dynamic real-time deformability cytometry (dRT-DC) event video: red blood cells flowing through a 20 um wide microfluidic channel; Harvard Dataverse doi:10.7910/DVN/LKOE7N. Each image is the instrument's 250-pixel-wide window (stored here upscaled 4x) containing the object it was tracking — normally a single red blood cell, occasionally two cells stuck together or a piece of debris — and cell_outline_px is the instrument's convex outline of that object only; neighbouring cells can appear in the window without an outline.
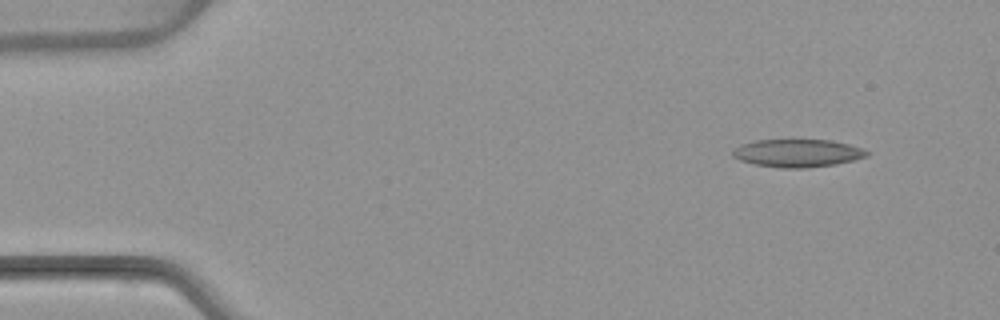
{"species": "common noctule bat (a hibernating species)", "species_latin": "Nyctalus noctula", "temperature_condition": "warm", "stored_images_in_passage": 4, "camera_frame_rate_fps": 3000, "um_per_image_px": 0.085, "animal": {"sex": "female", "body_mass_g": 22.7, "forearm_length_mm": 54.2}, "frame": {"image": 1, "passage_image": 1, "time_ms": 0.0, "image_size_px": [1000, 320], "cell_outline_px": [[872, 152], [868, 156], [856, 160], [836, 164], [804, 168], [784, 168], [756, 164], [740, 160], [732, 156], [732, 152], [740, 144], [756, 140], [832, 140], [864, 148]], "centroid_in_image_um": [67.86, 13.01], "position_along_channel_um": 17.1, "area_um2": 21.85}}